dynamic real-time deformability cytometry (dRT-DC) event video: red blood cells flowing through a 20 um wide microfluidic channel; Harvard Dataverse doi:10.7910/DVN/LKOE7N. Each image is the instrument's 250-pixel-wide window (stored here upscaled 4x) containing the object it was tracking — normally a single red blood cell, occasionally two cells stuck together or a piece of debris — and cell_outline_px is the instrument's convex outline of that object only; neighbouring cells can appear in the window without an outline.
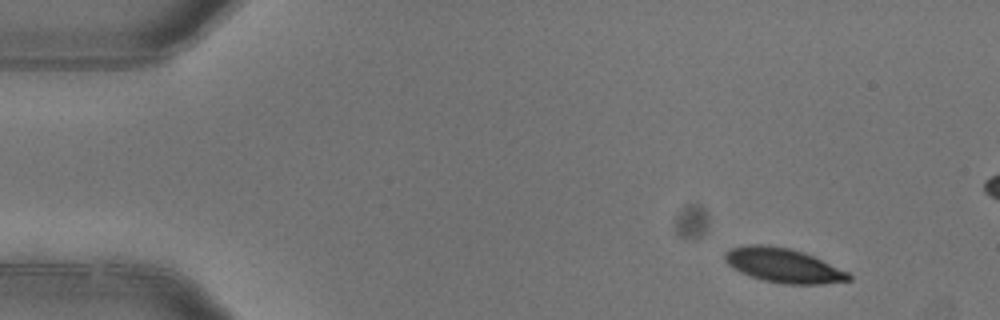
{"species": "common noctule bat (a hibernating species)", "species_latin": "Nyctalus noctula", "temperature_condition": "warm", "stored_images_in_passage": 4, "camera_frame_rate_fps": 3000, "um_per_image_px": 0.085, "animal": {"sex": "female"}, "frame": {"image": 1, "passage_image": 1, "time_ms": 0.0, "image_size_px": [1000, 320], "cell_outline_px": [[852, 280], [820, 284], [784, 284], [764, 280], [740, 272], [732, 268], [724, 260], [724, 252], [732, 248], [748, 244], [760, 244], [788, 248], [804, 252], [848, 272], [852, 276]], "centroid_in_image_um": [66.57, 22.56], "position_along_channel_um": 18.4, "area_um2": 24.62}}